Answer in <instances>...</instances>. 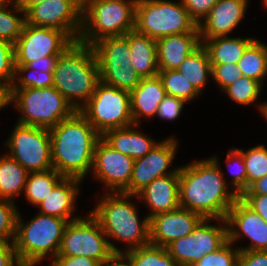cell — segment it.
I'll return each mask as SVG.
<instances>
[{
  "mask_svg": "<svg viewBox=\"0 0 267 266\" xmlns=\"http://www.w3.org/2000/svg\"><path fill=\"white\" fill-rule=\"evenodd\" d=\"M232 164H234L233 167L236 166V169L231 172L233 176L230 184L232 185L233 191L240 196L247 189V170L242 153L237 148L233 147L226 155V165L228 168L231 167Z\"/></svg>",
  "mask_w": 267,
  "mask_h": 266,
  "instance_id": "obj_38",
  "label": "cell"
},
{
  "mask_svg": "<svg viewBox=\"0 0 267 266\" xmlns=\"http://www.w3.org/2000/svg\"><path fill=\"white\" fill-rule=\"evenodd\" d=\"M18 214L13 201L0 199V240L14 241Z\"/></svg>",
  "mask_w": 267,
  "mask_h": 266,
  "instance_id": "obj_39",
  "label": "cell"
},
{
  "mask_svg": "<svg viewBox=\"0 0 267 266\" xmlns=\"http://www.w3.org/2000/svg\"><path fill=\"white\" fill-rule=\"evenodd\" d=\"M238 266H267V251H240Z\"/></svg>",
  "mask_w": 267,
  "mask_h": 266,
  "instance_id": "obj_47",
  "label": "cell"
},
{
  "mask_svg": "<svg viewBox=\"0 0 267 266\" xmlns=\"http://www.w3.org/2000/svg\"><path fill=\"white\" fill-rule=\"evenodd\" d=\"M100 266H131V264L123 254H114Z\"/></svg>",
  "mask_w": 267,
  "mask_h": 266,
  "instance_id": "obj_52",
  "label": "cell"
},
{
  "mask_svg": "<svg viewBox=\"0 0 267 266\" xmlns=\"http://www.w3.org/2000/svg\"><path fill=\"white\" fill-rule=\"evenodd\" d=\"M156 44L158 69L172 70L202 43L199 32H186L159 38Z\"/></svg>",
  "mask_w": 267,
  "mask_h": 266,
  "instance_id": "obj_22",
  "label": "cell"
},
{
  "mask_svg": "<svg viewBox=\"0 0 267 266\" xmlns=\"http://www.w3.org/2000/svg\"><path fill=\"white\" fill-rule=\"evenodd\" d=\"M185 103L183 99L166 95L164 100L159 104L156 116L162 120L174 121L181 115L180 113L183 111Z\"/></svg>",
  "mask_w": 267,
  "mask_h": 266,
  "instance_id": "obj_43",
  "label": "cell"
},
{
  "mask_svg": "<svg viewBox=\"0 0 267 266\" xmlns=\"http://www.w3.org/2000/svg\"><path fill=\"white\" fill-rule=\"evenodd\" d=\"M148 205L150 219L154 215L176 210L179 205V174H170L154 179L137 194Z\"/></svg>",
  "mask_w": 267,
  "mask_h": 266,
  "instance_id": "obj_21",
  "label": "cell"
},
{
  "mask_svg": "<svg viewBox=\"0 0 267 266\" xmlns=\"http://www.w3.org/2000/svg\"><path fill=\"white\" fill-rule=\"evenodd\" d=\"M242 194L267 195V174L252 182Z\"/></svg>",
  "mask_w": 267,
  "mask_h": 266,
  "instance_id": "obj_51",
  "label": "cell"
},
{
  "mask_svg": "<svg viewBox=\"0 0 267 266\" xmlns=\"http://www.w3.org/2000/svg\"><path fill=\"white\" fill-rule=\"evenodd\" d=\"M263 84L257 80L240 76L234 83L226 87L223 92L229 98L240 105H251L255 103L261 94Z\"/></svg>",
  "mask_w": 267,
  "mask_h": 266,
  "instance_id": "obj_35",
  "label": "cell"
},
{
  "mask_svg": "<svg viewBox=\"0 0 267 266\" xmlns=\"http://www.w3.org/2000/svg\"><path fill=\"white\" fill-rule=\"evenodd\" d=\"M13 103L20 114L19 124L51 129L75 110L54 86L13 88Z\"/></svg>",
  "mask_w": 267,
  "mask_h": 266,
  "instance_id": "obj_7",
  "label": "cell"
},
{
  "mask_svg": "<svg viewBox=\"0 0 267 266\" xmlns=\"http://www.w3.org/2000/svg\"><path fill=\"white\" fill-rule=\"evenodd\" d=\"M158 76L162 80L166 95L189 102L199 96L192 84L177 69L159 70Z\"/></svg>",
  "mask_w": 267,
  "mask_h": 266,
  "instance_id": "obj_34",
  "label": "cell"
},
{
  "mask_svg": "<svg viewBox=\"0 0 267 266\" xmlns=\"http://www.w3.org/2000/svg\"><path fill=\"white\" fill-rule=\"evenodd\" d=\"M18 214L14 248L22 266H35L51 255L53 260L59 252L64 229L68 221L37 213L27 224Z\"/></svg>",
  "mask_w": 267,
  "mask_h": 266,
  "instance_id": "obj_5",
  "label": "cell"
},
{
  "mask_svg": "<svg viewBox=\"0 0 267 266\" xmlns=\"http://www.w3.org/2000/svg\"><path fill=\"white\" fill-rule=\"evenodd\" d=\"M137 195L107 192L90 212L107 238L128 244L123 253L150 244L149 218L141 221L137 206L130 199Z\"/></svg>",
  "mask_w": 267,
  "mask_h": 266,
  "instance_id": "obj_4",
  "label": "cell"
},
{
  "mask_svg": "<svg viewBox=\"0 0 267 266\" xmlns=\"http://www.w3.org/2000/svg\"><path fill=\"white\" fill-rule=\"evenodd\" d=\"M54 85L53 72H39L26 65H15L13 88H47Z\"/></svg>",
  "mask_w": 267,
  "mask_h": 266,
  "instance_id": "obj_37",
  "label": "cell"
},
{
  "mask_svg": "<svg viewBox=\"0 0 267 266\" xmlns=\"http://www.w3.org/2000/svg\"><path fill=\"white\" fill-rule=\"evenodd\" d=\"M191 18L199 25L218 0H181Z\"/></svg>",
  "mask_w": 267,
  "mask_h": 266,
  "instance_id": "obj_44",
  "label": "cell"
},
{
  "mask_svg": "<svg viewBox=\"0 0 267 266\" xmlns=\"http://www.w3.org/2000/svg\"><path fill=\"white\" fill-rule=\"evenodd\" d=\"M239 198L267 222V195L241 194Z\"/></svg>",
  "mask_w": 267,
  "mask_h": 266,
  "instance_id": "obj_45",
  "label": "cell"
},
{
  "mask_svg": "<svg viewBox=\"0 0 267 266\" xmlns=\"http://www.w3.org/2000/svg\"><path fill=\"white\" fill-rule=\"evenodd\" d=\"M9 4L11 5V3L0 4V39L15 44L21 35L26 18L25 12L16 1L12 2V9L8 8Z\"/></svg>",
  "mask_w": 267,
  "mask_h": 266,
  "instance_id": "obj_33",
  "label": "cell"
},
{
  "mask_svg": "<svg viewBox=\"0 0 267 266\" xmlns=\"http://www.w3.org/2000/svg\"><path fill=\"white\" fill-rule=\"evenodd\" d=\"M123 255L131 266H178L165 247L152 244L129 250Z\"/></svg>",
  "mask_w": 267,
  "mask_h": 266,
  "instance_id": "obj_32",
  "label": "cell"
},
{
  "mask_svg": "<svg viewBox=\"0 0 267 266\" xmlns=\"http://www.w3.org/2000/svg\"><path fill=\"white\" fill-rule=\"evenodd\" d=\"M135 30L154 40L174 34L199 32L197 23L181 0H137Z\"/></svg>",
  "mask_w": 267,
  "mask_h": 266,
  "instance_id": "obj_8",
  "label": "cell"
},
{
  "mask_svg": "<svg viewBox=\"0 0 267 266\" xmlns=\"http://www.w3.org/2000/svg\"><path fill=\"white\" fill-rule=\"evenodd\" d=\"M136 3L137 0H83L78 41L92 46L100 39L134 30Z\"/></svg>",
  "mask_w": 267,
  "mask_h": 266,
  "instance_id": "obj_6",
  "label": "cell"
},
{
  "mask_svg": "<svg viewBox=\"0 0 267 266\" xmlns=\"http://www.w3.org/2000/svg\"><path fill=\"white\" fill-rule=\"evenodd\" d=\"M82 184V180L77 178H64L49 194L41 201L37 207L38 211L44 215H50L58 218H63L68 222L76 220L73 215L76 210L75 200L80 193L78 186Z\"/></svg>",
  "mask_w": 267,
  "mask_h": 266,
  "instance_id": "obj_24",
  "label": "cell"
},
{
  "mask_svg": "<svg viewBox=\"0 0 267 266\" xmlns=\"http://www.w3.org/2000/svg\"><path fill=\"white\" fill-rule=\"evenodd\" d=\"M83 0H46L26 13V23L64 31L74 42L82 28Z\"/></svg>",
  "mask_w": 267,
  "mask_h": 266,
  "instance_id": "obj_15",
  "label": "cell"
},
{
  "mask_svg": "<svg viewBox=\"0 0 267 266\" xmlns=\"http://www.w3.org/2000/svg\"><path fill=\"white\" fill-rule=\"evenodd\" d=\"M203 219L181 207L154 215L149 219L150 244L166 248L173 241L191 234Z\"/></svg>",
  "mask_w": 267,
  "mask_h": 266,
  "instance_id": "obj_19",
  "label": "cell"
},
{
  "mask_svg": "<svg viewBox=\"0 0 267 266\" xmlns=\"http://www.w3.org/2000/svg\"><path fill=\"white\" fill-rule=\"evenodd\" d=\"M56 169L28 173L24 194L29 203L37 206L64 179Z\"/></svg>",
  "mask_w": 267,
  "mask_h": 266,
  "instance_id": "obj_30",
  "label": "cell"
},
{
  "mask_svg": "<svg viewBox=\"0 0 267 266\" xmlns=\"http://www.w3.org/2000/svg\"><path fill=\"white\" fill-rule=\"evenodd\" d=\"M248 0H218L198 25L201 43L206 39L229 36L245 17Z\"/></svg>",
  "mask_w": 267,
  "mask_h": 266,
  "instance_id": "obj_20",
  "label": "cell"
},
{
  "mask_svg": "<svg viewBox=\"0 0 267 266\" xmlns=\"http://www.w3.org/2000/svg\"><path fill=\"white\" fill-rule=\"evenodd\" d=\"M262 3L267 8V0H262Z\"/></svg>",
  "mask_w": 267,
  "mask_h": 266,
  "instance_id": "obj_56",
  "label": "cell"
},
{
  "mask_svg": "<svg viewBox=\"0 0 267 266\" xmlns=\"http://www.w3.org/2000/svg\"><path fill=\"white\" fill-rule=\"evenodd\" d=\"M217 220L220 225H212ZM223 223V225H222ZM228 242L226 219H203L191 234L170 243L166 249L178 266H192Z\"/></svg>",
  "mask_w": 267,
  "mask_h": 266,
  "instance_id": "obj_13",
  "label": "cell"
},
{
  "mask_svg": "<svg viewBox=\"0 0 267 266\" xmlns=\"http://www.w3.org/2000/svg\"><path fill=\"white\" fill-rule=\"evenodd\" d=\"M218 158L194 161L179 167V205L204 219H226L239 198L224 179Z\"/></svg>",
  "mask_w": 267,
  "mask_h": 266,
  "instance_id": "obj_1",
  "label": "cell"
},
{
  "mask_svg": "<svg viewBox=\"0 0 267 266\" xmlns=\"http://www.w3.org/2000/svg\"><path fill=\"white\" fill-rule=\"evenodd\" d=\"M58 57L59 55L45 56L39 59V61L35 60L28 63L26 66L33 70L37 69L39 72H53Z\"/></svg>",
  "mask_w": 267,
  "mask_h": 266,
  "instance_id": "obj_49",
  "label": "cell"
},
{
  "mask_svg": "<svg viewBox=\"0 0 267 266\" xmlns=\"http://www.w3.org/2000/svg\"><path fill=\"white\" fill-rule=\"evenodd\" d=\"M92 47L101 82L129 92L141 82L131 65L129 41L124 35L100 39Z\"/></svg>",
  "mask_w": 267,
  "mask_h": 266,
  "instance_id": "obj_11",
  "label": "cell"
},
{
  "mask_svg": "<svg viewBox=\"0 0 267 266\" xmlns=\"http://www.w3.org/2000/svg\"><path fill=\"white\" fill-rule=\"evenodd\" d=\"M212 79L218 84V87L223 91L230 84L234 83L242 76L240 68L237 64H211Z\"/></svg>",
  "mask_w": 267,
  "mask_h": 266,
  "instance_id": "obj_42",
  "label": "cell"
},
{
  "mask_svg": "<svg viewBox=\"0 0 267 266\" xmlns=\"http://www.w3.org/2000/svg\"><path fill=\"white\" fill-rule=\"evenodd\" d=\"M237 65L242 76L263 84V80H266L267 76V45L255 39L247 47Z\"/></svg>",
  "mask_w": 267,
  "mask_h": 266,
  "instance_id": "obj_31",
  "label": "cell"
},
{
  "mask_svg": "<svg viewBox=\"0 0 267 266\" xmlns=\"http://www.w3.org/2000/svg\"><path fill=\"white\" fill-rule=\"evenodd\" d=\"M73 42L62 30L25 22L14 44L15 65H27L45 56L61 55Z\"/></svg>",
  "mask_w": 267,
  "mask_h": 266,
  "instance_id": "obj_14",
  "label": "cell"
},
{
  "mask_svg": "<svg viewBox=\"0 0 267 266\" xmlns=\"http://www.w3.org/2000/svg\"><path fill=\"white\" fill-rule=\"evenodd\" d=\"M13 104V83L0 82V110Z\"/></svg>",
  "mask_w": 267,
  "mask_h": 266,
  "instance_id": "obj_50",
  "label": "cell"
},
{
  "mask_svg": "<svg viewBox=\"0 0 267 266\" xmlns=\"http://www.w3.org/2000/svg\"><path fill=\"white\" fill-rule=\"evenodd\" d=\"M17 5L26 13L33 5L46 0H15Z\"/></svg>",
  "mask_w": 267,
  "mask_h": 266,
  "instance_id": "obj_53",
  "label": "cell"
},
{
  "mask_svg": "<svg viewBox=\"0 0 267 266\" xmlns=\"http://www.w3.org/2000/svg\"><path fill=\"white\" fill-rule=\"evenodd\" d=\"M50 266H100L101 264L89 257L56 256Z\"/></svg>",
  "mask_w": 267,
  "mask_h": 266,
  "instance_id": "obj_46",
  "label": "cell"
},
{
  "mask_svg": "<svg viewBox=\"0 0 267 266\" xmlns=\"http://www.w3.org/2000/svg\"><path fill=\"white\" fill-rule=\"evenodd\" d=\"M166 91L158 75L142 78L130 92L131 115L133 124L140 125V118L155 117L159 104L164 100Z\"/></svg>",
  "mask_w": 267,
  "mask_h": 266,
  "instance_id": "obj_23",
  "label": "cell"
},
{
  "mask_svg": "<svg viewBox=\"0 0 267 266\" xmlns=\"http://www.w3.org/2000/svg\"><path fill=\"white\" fill-rule=\"evenodd\" d=\"M54 87L75 111H79L93 95L100 82L94 49L79 41L73 42L59 55L53 70Z\"/></svg>",
  "mask_w": 267,
  "mask_h": 266,
  "instance_id": "obj_3",
  "label": "cell"
},
{
  "mask_svg": "<svg viewBox=\"0 0 267 266\" xmlns=\"http://www.w3.org/2000/svg\"><path fill=\"white\" fill-rule=\"evenodd\" d=\"M135 127L138 128V125L108 130L101 138L113 149L135 160L146 155L158 144L153 138L134 129Z\"/></svg>",
  "mask_w": 267,
  "mask_h": 266,
  "instance_id": "obj_25",
  "label": "cell"
},
{
  "mask_svg": "<svg viewBox=\"0 0 267 266\" xmlns=\"http://www.w3.org/2000/svg\"><path fill=\"white\" fill-rule=\"evenodd\" d=\"M0 266H22L16 256L14 241L0 240Z\"/></svg>",
  "mask_w": 267,
  "mask_h": 266,
  "instance_id": "obj_48",
  "label": "cell"
},
{
  "mask_svg": "<svg viewBox=\"0 0 267 266\" xmlns=\"http://www.w3.org/2000/svg\"><path fill=\"white\" fill-rule=\"evenodd\" d=\"M5 145L10 151L5 154L29 173L53 168L49 129L17 123Z\"/></svg>",
  "mask_w": 267,
  "mask_h": 266,
  "instance_id": "obj_12",
  "label": "cell"
},
{
  "mask_svg": "<svg viewBox=\"0 0 267 266\" xmlns=\"http://www.w3.org/2000/svg\"><path fill=\"white\" fill-rule=\"evenodd\" d=\"M15 0H0V4H5V3H12Z\"/></svg>",
  "mask_w": 267,
  "mask_h": 266,
  "instance_id": "obj_55",
  "label": "cell"
},
{
  "mask_svg": "<svg viewBox=\"0 0 267 266\" xmlns=\"http://www.w3.org/2000/svg\"><path fill=\"white\" fill-rule=\"evenodd\" d=\"M129 41L131 65L141 78L158 75L156 40L135 29L124 35Z\"/></svg>",
  "mask_w": 267,
  "mask_h": 266,
  "instance_id": "obj_26",
  "label": "cell"
},
{
  "mask_svg": "<svg viewBox=\"0 0 267 266\" xmlns=\"http://www.w3.org/2000/svg\"><path fill=\"white\" fill-rule=\"evenodd\" d=\"M255 38L220 36L206 39L202 45L208 52L211 64H237Z\"/></svg>",
  "mask_w": 267,
  "mask_h": 266,
  "instance_id": "obj_27",
  "label": "cell"
},
{
  "mask_svg": "<svg viewBox=\"0 0 267 266\" xmlns=\"http://www.w3.org/2000/svg\"><path fill=\"white\" fill-rule=\"evenodd\" d=\"M177 139L167 137L141 158L135 159L129 187L123 192L136 195L154 179L170 174H179V168L169 170L177 153Z\"/></svg>",
  "mask_w": 267,
  "mask_h": 266,
  "instance_id": "obj_16",
  "label": "cell"
},
{
  "mask_svg": "<svg viewBox=\"0 0 267 266\" xmlns=\"http://www.w3.org/2000/svg\"><path fill=\"white\" fill-rule=\"evenodd\" d=\"M123 251L108 240L98 220L89 212L68 222L57 256L89 257L100 264Z\"/></svg>",
  "mask_w": 267,
  "mask_h": 266,
  "instance_id": "obj_9",
  "label": "cell"
},
{
  "mask_svg": "<svg viewBox=\"0 0 267 266\" xmlns=\"http://www.w3.org/2000/svg\"><path fill=\"white\" fill-rule=\"evenodd\" d=\"M134 161L100 138L94 150L92 175L103 182L110 193L124 192L129 187Z\"/></svg>",
  "mask_w": 267,
  "mask_h": 266,
  "instance_id": "obj_17",
  "label": "cell"
},
{
  "mask_svg": "<svg viewBox=\"0 0 267 266\" xmlns=\"http://www.w3.org/2000/svg\"><path fill=\"white\" fill-rule=\"evenodd\" d=\"M15 79L14 44L0 39V82L13 83Z\"/></svg>",
  "mask_w": 267,
  "mask_h": 266,
  "instance_id": "obj_41",
  "label": "cell"
},
{
  "mask_svg": "<svg viewBox=\"0 0 267 266\" xmlns=\"http://www.w3.org/2000/svg\"><path fill=\"white\" fill-rule=\"evenodd\" d=\"M229 241L219 250L205 255L192 266H238L239 248H232Z\"/></svg>",
  "mask_w": 267,
  "mask_h": 266,
  "instance_id": "obj_40",
  "label": "cell"
},
{
  "mask_svg": "<svg viewBox=\"0 0 267 266\" xmlns=\"http://www.w3.org/2000/svg\"><path fill=\"white\" fill-rule=\"evenodd\" d=\"M49 132L53 168L66 178L83 181L92 170L95 146L101 135L79 111Z\"/></svg>",
  "mask_w": 267,
  "mask_h": 266,
  "instance_id": "obj_2",
  "label": "cell"
},
{
  "mask_svg": "<svg viewBox=\"0 0 267 266\" xmlns=\"http://www.w3.org/2000/svg\"><path fill=\"white\" fill-rule=\"evenodd\" d=\"M260 113L267 120V102L261 103L258 107Z\"/></svg>",
  "mask_w": 267,
  "mask_h": 266,
  "instance_id": "obj_54",
  "label": "cell"
},
{
  "mask_svg": "<svg viewBox=\"0 0 267 266\" xmlns=\"http://www.w3.org/2000/svg\"><path fill=\"white\" fill-rule=\"evenodd\" d=\"M177 70L186 77L201 95L208 77H212V65L205 47L201 44L184 59Z\"/></svg>",
  "mask_w": 267,
  "mask_h": 266,
  "instance_id": "obj_29",
  "label": "cell"
},
{
  "mask_svg": "<svg viewBox=\"0 0 267 266\" xmlns=\"http://www.w3.org/2000/svg\"><path fill=\"white\" fill-rule=\"evenodd\" d=\"M238 150L242 153L245 162L248 188L252 182L267 174V148L262 144L252 147L247 151H243V149Z\"/></svg>",
  "mask_w": 267,
  "mask_h": 266,
  "instance_id": "obj_36",
  "label": "cell"
},
{
  "mask_svg": "<svg viewBox=\"0 0 267 266\" xmlns=\"http://www.w3.org/2000/svg\"><path fill=\"white\" fill-rule=\"evenodd\" d=\"M228 241L234 243L247 237L251 245L239 247L240 251H267V222L240 198H238L226 216Z\"/></svg>",
  "mask_w": 267,
  "mask_h": 266,
  "instance_id": "obj_18",
  "label": "cell"
},
{
  "mask_svg": "<svg viewBox=\"0 0 267 266\" xmlns=\"http://www.w3.org/2000/svg\"><path fill=\"white\" fill-rule=\"evenodd\" d=\"M79 112L101 136L108 130L133 125L130 92L101 81Z\"/></svg>",
  "mask_w": 267,
  "mask_h": 266,
  "instance_id": "obj_10",
  "label": "cell"
},
{
  "mask_svg": "<svg viewBox=\"0 0 267 266\" xmlns=\"http://www.w3.org/2000/svg\"><path fill=\"white\" fill-rule=\"evenodd\" d=\"M28 171L8 154L0 157V199L15 202L25 188Z\"/></svg>",
  "mask_w": 267,
  "mask_h": 266,
  "instance_id": "obj_28",
  "label": "cell"
}]
</instances>
